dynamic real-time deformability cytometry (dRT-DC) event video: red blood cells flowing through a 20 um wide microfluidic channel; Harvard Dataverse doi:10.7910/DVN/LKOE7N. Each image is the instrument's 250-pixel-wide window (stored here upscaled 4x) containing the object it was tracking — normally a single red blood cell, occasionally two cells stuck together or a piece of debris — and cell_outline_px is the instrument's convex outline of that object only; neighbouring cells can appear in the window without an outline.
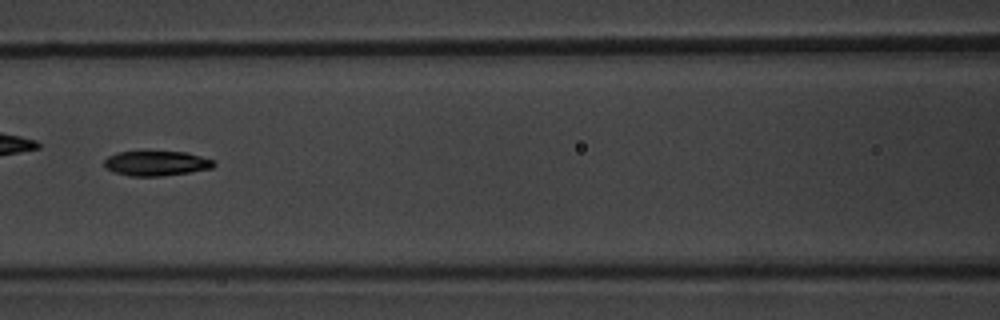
{"species": "common noctule bat (a hibernating species)", "species_latin": "Nyctalus noctula", "temperature_condition": "warm", "stored_images_in_passage": 42, "camera_frame_rate_fps": 3000, "um_per_image_px": 0.085, "animal": {"sex": "male", "body_mass_g": 20.1, "forearm_length_mm": 53.5}, "frame": {"image": 1, "passage_image": 13, "time_ms": 4.0, "image_size_px": [1000, 320], "cell_outline_px": [[216, 164], [212, 168], [188, 172], [160, 176], [128, 176], [112, 172], [104, 168], [104, 160], [108, 156], [116, 152], [184, 152], [200, 156], [212, 160]], "centroid_in_image_um": [13.22, 13.89], "position_along_channel_um": 153.4, "area_um2": 15.78}}
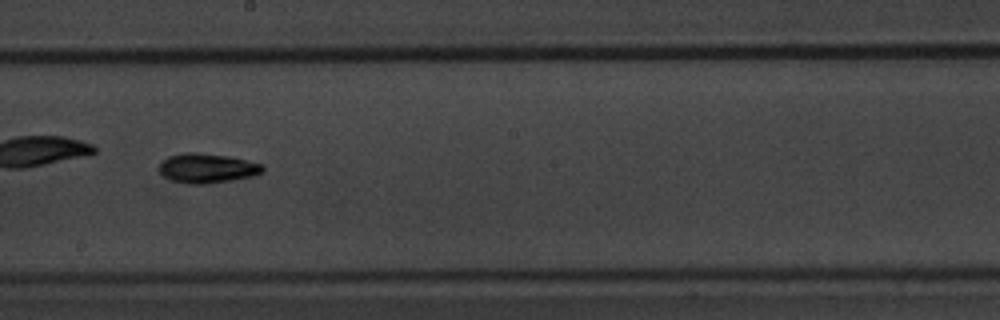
{"frame": {"image": 2, "passage_image": 19, "time_ms": 6.0, "image_size_px": [1000, 320], "cell_outline_px": [[264, 172], [256, 176], [208, 184], [188, 184], [172, 180], [164, 176], [160, 172], [160, 164], [168, 156], [184, 152], [196, 152], [228, 156], [264, 164]], "centroid_in_image_um": [17.66, 14.3], "position_along_channel_um": 230.5, "area_um2": 17.98}, "authors_computed_cell_mechanics": {"area_um2": 15.8372, "velocity_mm_per_s": 3.8723, "shape_relaxation_time_tau1_ms": 2.0712, "shape_relaxation_time_tau2_ms": 7.4136, "deformation_change_tau1": 0.1402, "deformation_change_tau2": 0.1468}}